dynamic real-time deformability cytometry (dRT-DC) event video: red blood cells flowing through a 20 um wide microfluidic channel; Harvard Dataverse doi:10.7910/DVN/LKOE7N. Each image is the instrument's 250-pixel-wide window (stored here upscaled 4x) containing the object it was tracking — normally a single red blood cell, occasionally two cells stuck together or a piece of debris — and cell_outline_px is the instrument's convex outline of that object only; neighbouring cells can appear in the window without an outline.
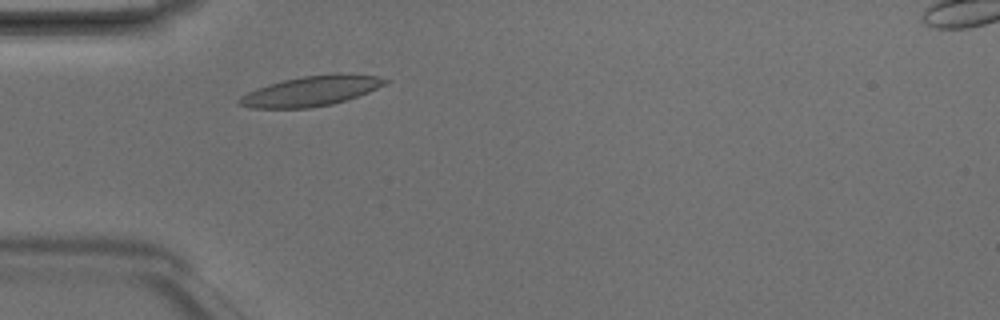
{"species": "Egyptian fruit bat (a non-hibernating species)", "species_latin": "Rousettus aegyptiacus", "temperature_condition": "room temperature", "stored_images_in_passage": 2, "camera_frame_rate_fps": 3000, "um_per_image_px": 0.085, "animal": {"sex": "male"}, "frame": {"image": 1, "passage_image": 2, "time_ms": 0.333, "image_size_px": [1000, 320], "cell_outline_px": [[392, 80], [368, 92], [332, 104], [308, 108], [252, 108], [236, 104], [236, 100], [240, 96], [256, 88], [268, 84], [284, 80], [304, 76], [336, 72], [376, 76]], "centroid_in_image_um": [26.4, 7.73], "position_along_channel_um": 58.6, "area_um2": 25.55}}